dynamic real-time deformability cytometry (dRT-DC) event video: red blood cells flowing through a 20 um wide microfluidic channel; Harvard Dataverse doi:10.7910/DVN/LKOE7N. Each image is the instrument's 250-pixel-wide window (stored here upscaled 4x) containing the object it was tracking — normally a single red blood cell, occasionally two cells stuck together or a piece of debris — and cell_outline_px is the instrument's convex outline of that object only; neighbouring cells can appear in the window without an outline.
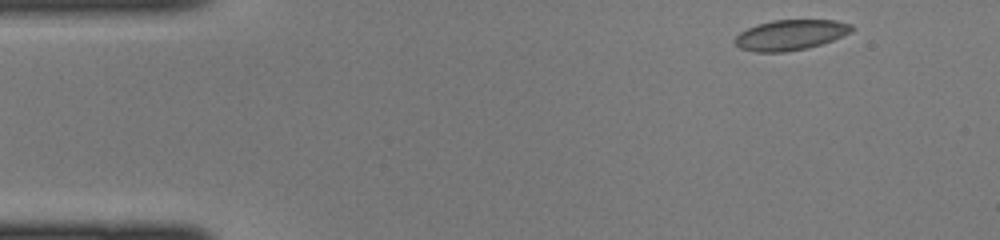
{"species": "common noctule bat (a hibernating species)", "species_latin": "Nyctalus noctula", "temperature_condition": "cold", "stored_images_in_passage": 40, "camera_frame_rate_fps": 3000, "um_per_image_px": 0.085, "animal": {"sex": "female", "body_mass_g": 22.0, "forearm_length_mm": 56.7}, "frame": {"image": 1, "passage_image": 1, "time_ms": 0.0, "image_size_px": [1000, 240], "cell_outline_px": [[852, 32], [832, 40], [820, 44], [804, 48], [784, 52], [756, 52], [740, 48], [736, 44], [736, 36], [740, 32], [756, 24], [772, 20], [836, 20], [852, 24]], "centroid_in_image_um": [67.19, 2.96], "position_along_channel_um": 17.8, "area_um2": 20.46}}
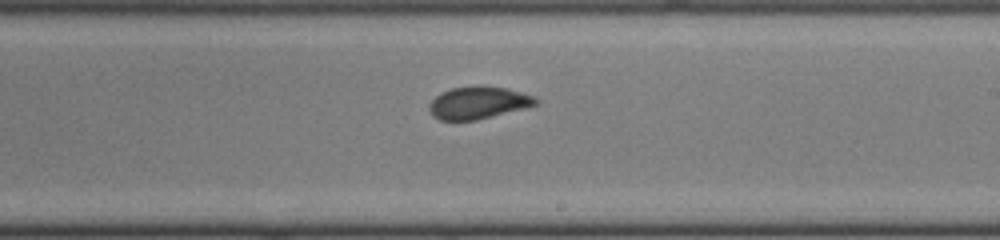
{"frame": {"image": 2, "passage_image": 22, "time_ms": 7.0, "image_size_px": [1000, 240], "cell_outline_px": [[540, 100], [536, 104], [528, 108], [476, 120], [440, 120], [432, 116], [428, 108], [428, 104], [440, 92], [452, 88], [476, 84], [480, 84], [504, 88], [520, 92], [532, 96]], "centroid_in_image_um": [40.63, 8.72], "position_along_channel_um": 248.4, "area_um2": 20.4}}
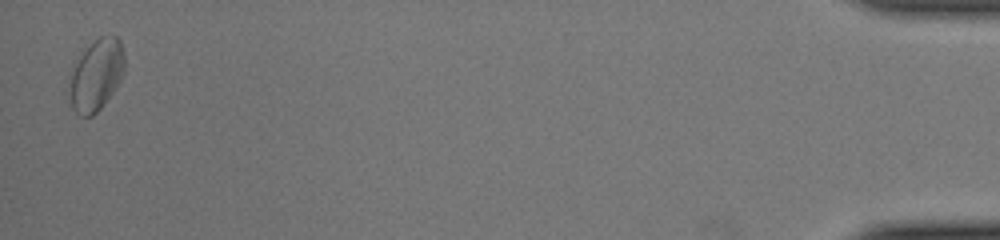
{"frame": {"image": 3, "passage_image": 40, "time_ms": 13.0, "image_size_px": [1000, 240], "cell_outline_px": [[124, 72], [116, 88], [100, 108], [92, 116], [80, 116], [72, 108], [72, 76], [76, 64], [80, 56], [100, 36], [108, 32], [116, 36], [120, 40], [124, 52]], "centroid_in_image_um": [8.27, 6.34], "position_along_channel_um": 426.9, "area_um2": 22.2}}